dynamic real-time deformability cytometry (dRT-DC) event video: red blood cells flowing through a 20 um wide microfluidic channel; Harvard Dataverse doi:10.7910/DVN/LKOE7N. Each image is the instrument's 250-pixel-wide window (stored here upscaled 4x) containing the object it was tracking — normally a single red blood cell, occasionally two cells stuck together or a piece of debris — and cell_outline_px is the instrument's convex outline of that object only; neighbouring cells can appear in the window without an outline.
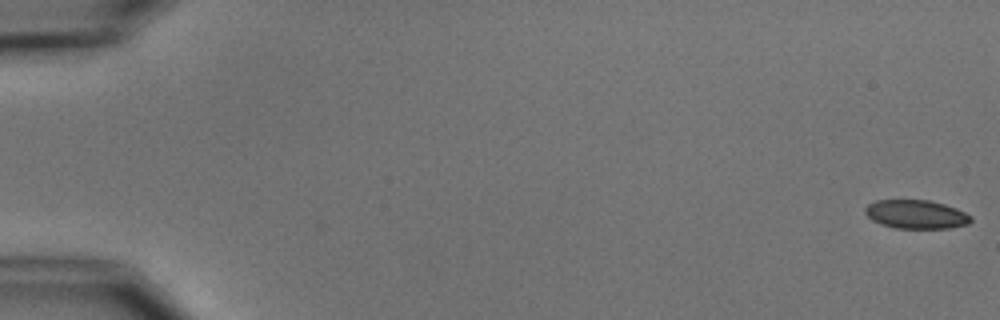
{"species": "common noctule bat (a hibernating species)", "species_latin": "Nyctalus noctula", "temperature_condition": "cold", "stored_images_in_passage": 2, "camera_frame_rate_fps": 3000, "um_per_image_px": 0.085, "animal": {"sex": "male", "body_mass_g": 15.6}, "frame": {"image": 1, "passage_image": 1, "time_ms": 0.0, "image_size_px": [1000, 320], "cell_outline_px": [[972, 220], [968, 224], [948, 228], [896, 228], [880, 224], [872, 220], [864, 212], [864, 208], [868, 204], [876, 200], [928, 200], [944, 204], [956, 208], [972, 216]], "centroid_in_image_um": [77.85, 18.21], "position_along_channel_um": 7.1, "area_um2": 17.69}}